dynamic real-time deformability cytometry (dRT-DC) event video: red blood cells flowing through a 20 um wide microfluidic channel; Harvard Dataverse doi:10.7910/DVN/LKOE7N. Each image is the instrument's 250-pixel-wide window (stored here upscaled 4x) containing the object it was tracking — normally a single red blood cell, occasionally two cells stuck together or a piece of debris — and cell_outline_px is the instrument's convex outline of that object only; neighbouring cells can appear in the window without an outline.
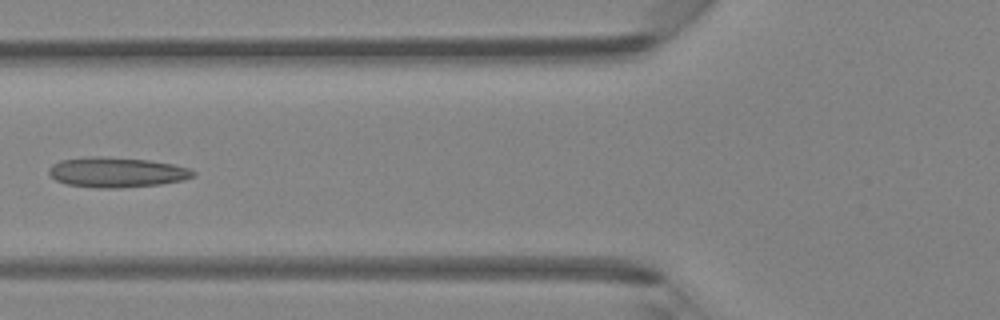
{"species": "Egyptian fruit bat (a non-hibernating species)", "species_latin": "Rousettus aegyptiacus", "temperature_condition": "room temperature", "stored_images_in_passage": 6, "camera_frame_rate_fps": 3000, "um_per_image_px": 0.085, "animal": {"sex": "female"}, "frame": {"image": 1, "passage_image": 5, "time_ms": 5.667, "image_size_px": [1000, 320], "cell_outline_px": [[196, 176], [184, 180], [160, 184], [120, 188], [100, 188], [68, 184], [56, 180], [48, 172], [48, 168], [52, 164], [60, 160], [88, 156], [100, 156], [148, 160], [172, 164], [188, 168], [196, 172]], "centroid_in_image_um": [9.92, 14.64], "position_along_channel_um": 115.9, "area_um2": 25.32}}
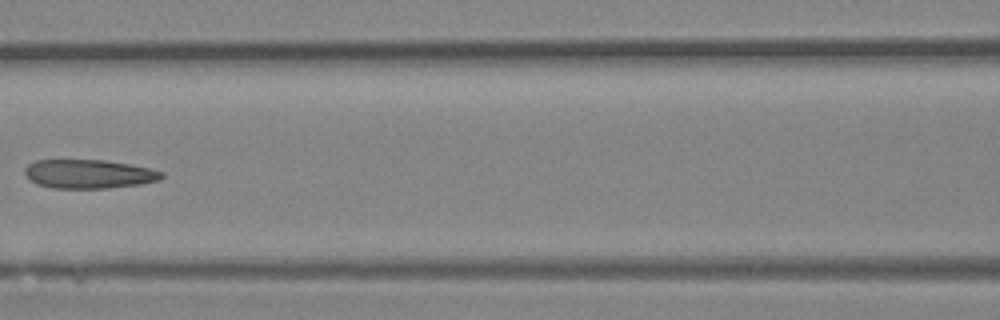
{"frame": {"image": 2, "passage_image": 6, "time_ms": 6.667, "image_size_px": [1000, 320], "cell_outline_px": [[164, 176], [160, 180], [140, 184], [108, 188], [52, 188], [36, 184], [24, 172], [24, 168], [28, 164], [36, 160], [104, 160], [128, 164], [148, 168], [164, 172]], "centroid_in_image_um": [7.55, 14.79], "position_along_channel_um": 159.0, "area_um2": 22.95}}